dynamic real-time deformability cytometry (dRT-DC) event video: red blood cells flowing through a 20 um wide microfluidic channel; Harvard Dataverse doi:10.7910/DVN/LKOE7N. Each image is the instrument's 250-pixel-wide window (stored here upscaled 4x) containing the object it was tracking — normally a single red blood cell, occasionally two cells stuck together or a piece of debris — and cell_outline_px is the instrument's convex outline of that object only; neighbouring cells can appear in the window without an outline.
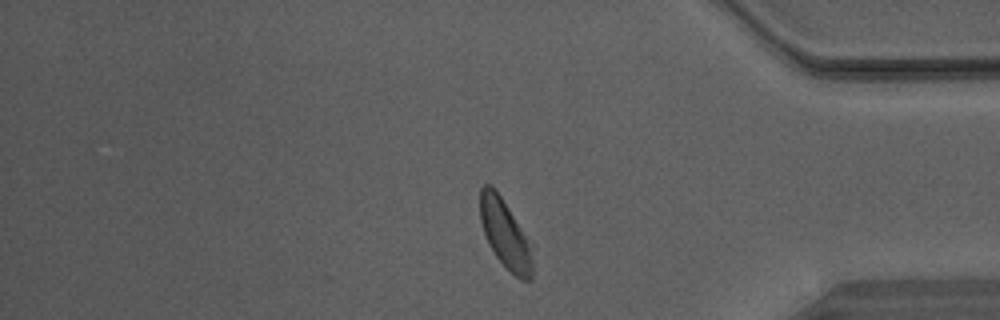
{"species": "Egyptian fruit bat (a non-hibernating species)", "species_latin": "Rousettus aegyptiacus", "temperature_condition": "warm", "stored_images_in_passage": 27, "camera_frame_rate_fps": 3000, "um_per_image_px": 0.085, "animal": {"sex": "male"}, "frame": {"image": 1, "passage_image": 27, "time_ms": 8.667, "image_size_px": [1000, 320], "cell_outline_px": [[532, 276], [528, 280], [520, 280], [496, 256], [488, 244], [480, 220], [480, 188], [484, 184], [492, 184], [532, 244]], "centroid_in_image_um": [42.93, 19.87], "position_along_channel_um": 392.3, "area_um2": 20.69}}